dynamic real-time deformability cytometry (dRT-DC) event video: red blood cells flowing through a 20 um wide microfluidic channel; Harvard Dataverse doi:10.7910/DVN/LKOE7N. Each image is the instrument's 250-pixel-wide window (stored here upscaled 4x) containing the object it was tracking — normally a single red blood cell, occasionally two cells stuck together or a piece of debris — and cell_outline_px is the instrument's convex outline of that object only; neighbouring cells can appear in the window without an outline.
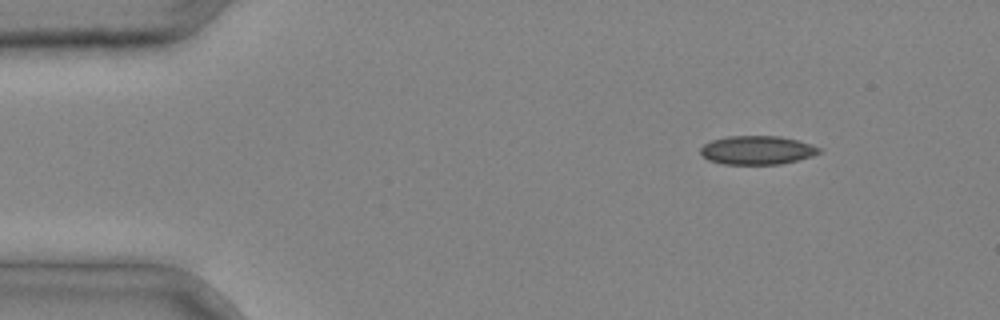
{"species": "common noctule bat (a hibernating species)", "species_latin": "Nyctalus noctula", "temperature_condition": "cold", "stored_images_in_passage": 3, "camera_frame_rate_fps": 3000, "um_per_image_px": 0.085, "animal": {"sex": "male", "body_mass_g": 20.4}, "frame": {"image": 1, "passage_image": 1, "time_ms": 0.0, "image_size_px": [1000, 320], "cell_outline_px": [[820, 152], [812, 156], [780, 164], [724, 164], [708, 160], [700, 156], [700, 148], [704, 144], [712, 140], [728, 136], [780, 136], [812, 144], [820, 148]], "centroid_in_image_um": [64.32, 12.76], "position_along_channel_um": 20.7, "area_um2": 19.83}}
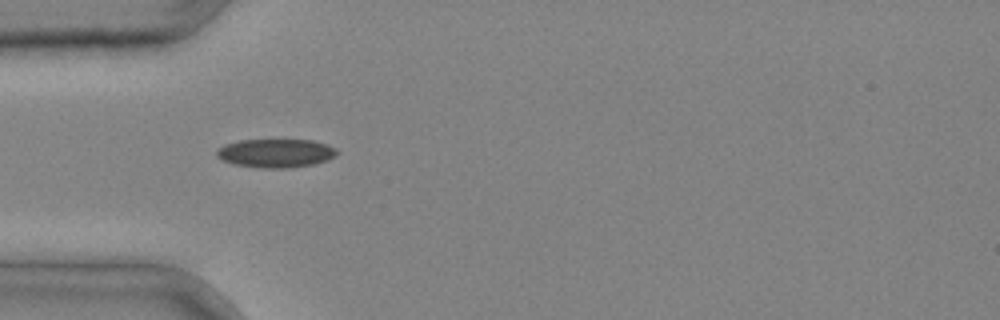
{"frame": {"image": 2, "passage_image": 3, "time_ms": 0.667, "image_size_px": [1000, 320], "cell_outline_px": [[340, 152], [336, 156], [328, 160], [312, 164], [288, 168], [264, 168], [236, 164], [224, 160], [216, 156], [216, 148], [224, 144], [240, 140], [312, 140], [328, 144], [336, 148]], "centroid_in_image_um": [23.47, 13.01], "position_along_channel_um": 61.5, "area_um2": 20.11}}